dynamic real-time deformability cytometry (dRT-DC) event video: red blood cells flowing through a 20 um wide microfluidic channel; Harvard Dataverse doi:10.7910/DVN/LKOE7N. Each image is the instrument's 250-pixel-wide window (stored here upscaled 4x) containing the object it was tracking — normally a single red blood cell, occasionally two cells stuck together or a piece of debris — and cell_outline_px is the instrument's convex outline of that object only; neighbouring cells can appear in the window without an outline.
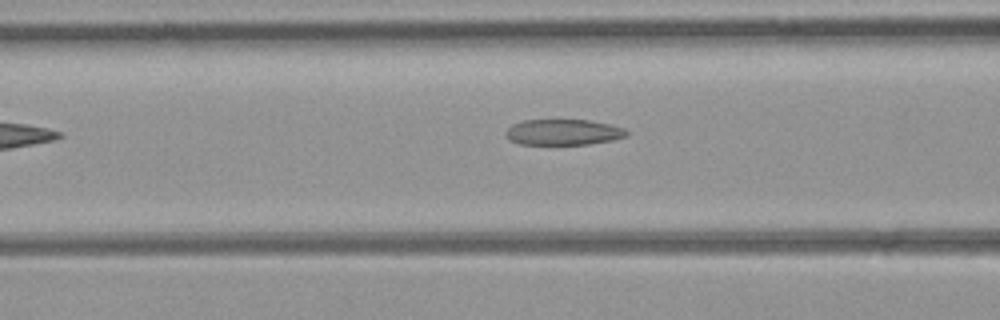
{"species": "common noctule bat (a hibernating species)", "species_latin": "Nyctalus noctula", "temperature_condition": "room temperature", "stored_images_in_passage": 6, "camera_frame_rate_fps": 3000, "um_per_image_px": 0.085, "animal": {"sex": "female", "body_mass_g": 21.9}, "frame": {"image": 1, "passage_image": 4, "time_ms": 1.0, "image_size_px": [1000, 320], "cell_outline_px": [[628, 136], [612, 140], [588, 144], [520, 144], [508, 140], [504, 132], [512, 124], [524, 120], [588, 120], [608, 124], [624, 128], [628, 132]], "centroid_in_image_um": [47.85, 11.23], "position_along_channel_um": 118.7, "area_um2": 18.15}}